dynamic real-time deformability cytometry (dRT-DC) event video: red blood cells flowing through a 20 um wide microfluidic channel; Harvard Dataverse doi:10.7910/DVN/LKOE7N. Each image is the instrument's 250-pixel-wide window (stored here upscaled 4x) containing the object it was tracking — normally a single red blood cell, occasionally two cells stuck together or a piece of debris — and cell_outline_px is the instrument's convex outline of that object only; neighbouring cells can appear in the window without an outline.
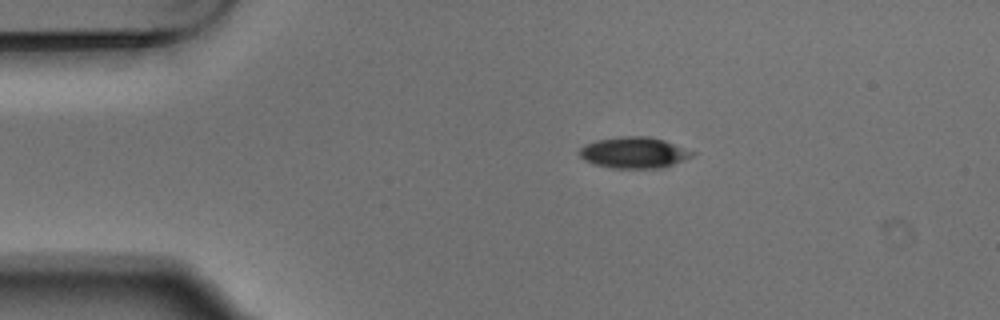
{"species": "Egyptian fruit bat (a non-hibernating species)", "species_latin": "Rousettus aegyptiacus", "temperature_condition": "warm", "stored_images_in_passage": 2, "camera_frame_rate_fps": 3000, "um_per_image_px": 0.085, "animal": {"sex": "male"}, "frame": {"image": 1, "passage_image": 1, "time_ms": 0.0, "image_size_px": [1000, 320], "cell_outline_px": [[696, 152], [692, 156], [664, 168], [612, 168], [592, 164], [584, 160], [580, 156], [580, 148], [584, 144], [596, 140], [620, 136], [648, 136], [664, 140]], "centroid_in_image_um": [53.87, 12.97], "position_along_channel_um": 31.1, "area_um2": 20.58}}